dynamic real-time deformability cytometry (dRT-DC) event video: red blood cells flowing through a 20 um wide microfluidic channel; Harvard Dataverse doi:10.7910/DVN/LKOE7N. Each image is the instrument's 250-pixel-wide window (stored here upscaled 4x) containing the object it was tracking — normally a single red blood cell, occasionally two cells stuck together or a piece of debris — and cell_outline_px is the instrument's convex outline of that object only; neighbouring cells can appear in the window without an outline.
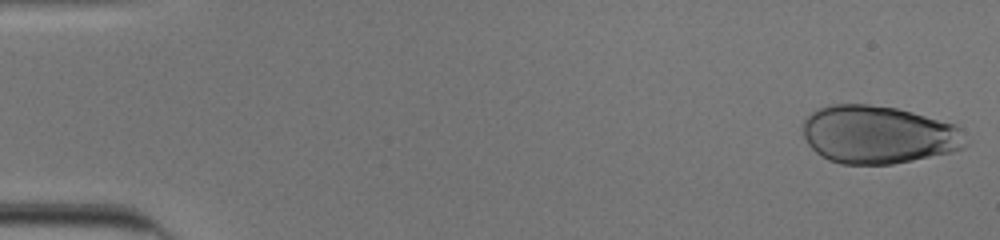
{"species": "human", "species_latin": "Homo sapiens", "temperature_condition": "cold", "stored_images_in_passage": 52, "camera_frame_rate_fps": 3000, "um_per_image_px": 0.085, "donor": {"sex": "male"}, "frame": {"image": 1, "passage_image": 1, "time_ms": 0.0, "image_size_px": [1000, 240], "cell_outline_px": [[972, 140], [964, 148], [952, 152], [892, 164], [840, 164], [828, 160], [820, 156], [808, 144], [804, 136], [804, 120], [812, 112], [820, 108], [832, 104], [868, 104], [896, 108], [912, 112], [956, 124]], "centroid_in_image_um": [74.71, 11.45], "position_along_channel_um": 10.3, "area_um2": 55.43}}
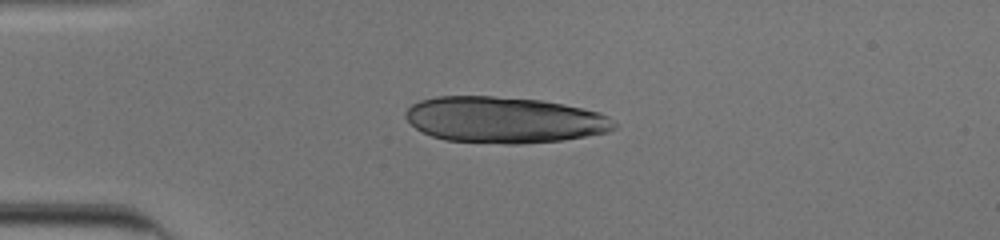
{"frame": {"image": 2, "passage_image": 13, "time_ms": 4.0, "image_size_px": [1000, 240], "cell_outline_px": [[616, 128], [608, 132], [560, 140], [520, 144], [504, 144], [444, 140], [432, 136], [416, 128], [404, 116], [404, 112], [412, 104], [420, 100], [436, 96], [492, 96], [540, 100], [564, 104], [600, 112], [608, 116], [616, 124]], "centroid_in_image_um": [42.85, 10.18], "position_along_channel_um": 42.2, "area_um2": 56.12}}